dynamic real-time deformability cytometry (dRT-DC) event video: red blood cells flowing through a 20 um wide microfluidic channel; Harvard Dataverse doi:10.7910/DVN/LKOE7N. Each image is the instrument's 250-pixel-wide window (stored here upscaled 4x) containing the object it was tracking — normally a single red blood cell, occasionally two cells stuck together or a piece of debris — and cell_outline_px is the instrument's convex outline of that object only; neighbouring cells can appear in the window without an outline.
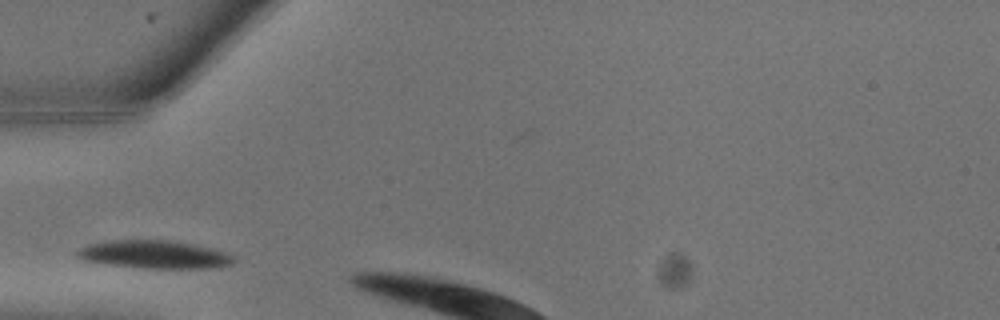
{"species": "common noctule bat (a hibernating species)", "species_latin": "Nyctalus noctula", "temperature_condition": "warm", "stored_images_in_passage": 2, "camera_frame_rate_fps": 3000, "um_per_image_px": 0.085, "animal": {"sex": "male", "body_mass_g": 13.3}, "frame": {"image": 1, "passage_image": 1, "time_ms": 0.0, "image_size_px": [1000, 320], "cell_outline_px": [[236, 260], [232, 264], [208, 268], [140, 268], [104, 264], [80, 260], [76, 256], [76, 252], [80, 248], [88, 244], [112, 240], [176, 240], [212, 248], [236, 256]], "centroid_in_image_um": [13.1, 21.63], "position_along_channel_um": 71.9, "area_um2": 25.89}}